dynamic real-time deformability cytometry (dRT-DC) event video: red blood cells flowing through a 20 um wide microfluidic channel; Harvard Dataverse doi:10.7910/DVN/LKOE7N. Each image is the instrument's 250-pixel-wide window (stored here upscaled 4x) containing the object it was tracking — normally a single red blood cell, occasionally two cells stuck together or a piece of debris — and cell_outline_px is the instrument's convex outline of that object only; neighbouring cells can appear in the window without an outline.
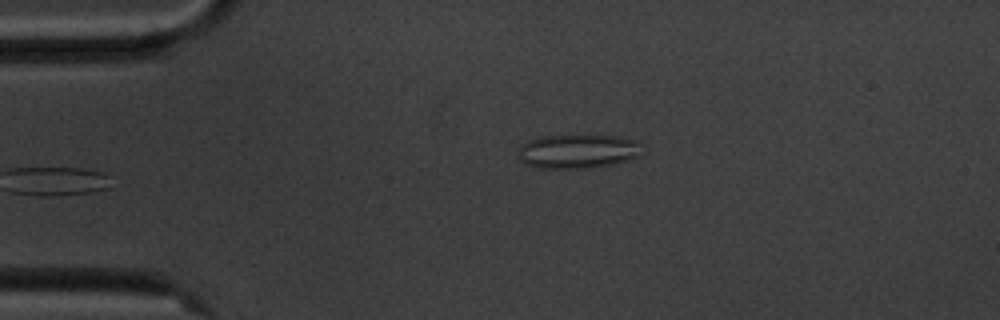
{"species": "common noctule bat (a hibernating species)", "species_latin": "Nyctalus noctula", "temperature_condition": "cold", "stored_images_in_passage": 38, "camera_frame_rate_fps": 3000, "um_per_image_px": 0.085, "animal": {"sex": "male", "body_mass_g": 20.1, "forearm_length_mm": 53.5}, "frame": {"image": 1, "passage_image": 1, "time_ms": 0.0, "image_size_px": [1000, 320], "cell_outline_px": [[644, 152], [640, 156], [612, 164], [588, 168], [536, 168], [524, 164], [516, 156], [516, 152], [520, 144], [528, 140], [544, 136], [616, 136], [632, 140]], "centroid_in_image_um": [49.01, 12.88], "position_along_channel_um": 36.0, "area_um2": 24.57}}
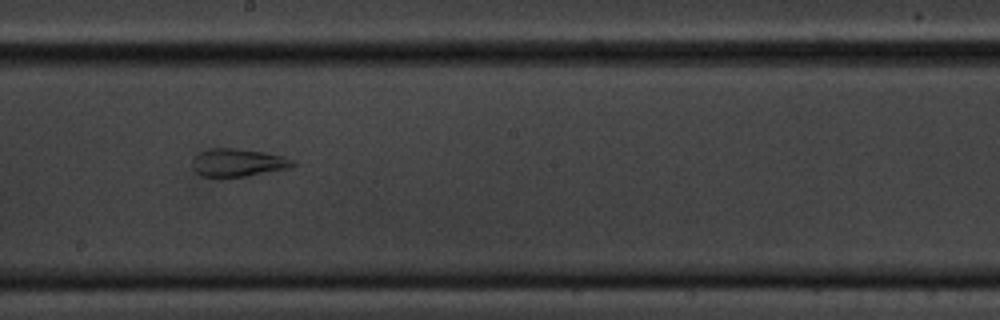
{"frame": {"image": 2, "passage_image": 20, "time_ms": 6.333, "image_size_px": [1000, 320], "cell_outline_px": [[296, 164], [288, 168], [248, 176], [200, 176], [192, 168], [196, 156], [200, 152], [208, 148], [236, 148], [264, 152], [284, 156], [296, 160]], "centroid_in_image_um": [20.27, 13.81], "position_along_channel_um": 227.9, "area_um2": 16.24}}
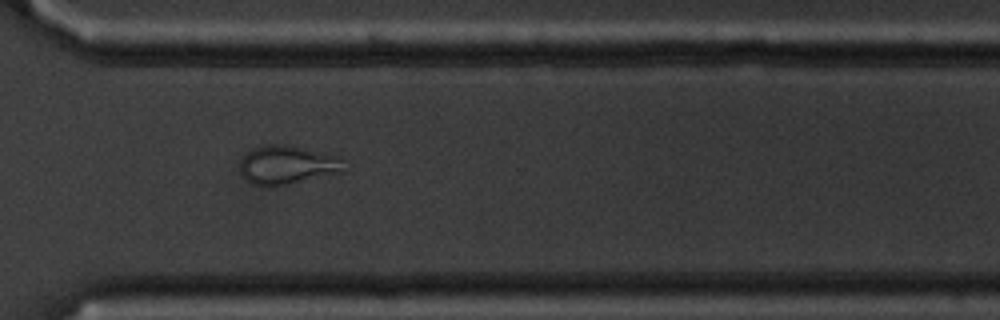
{"frame": {"image": 3, "passage_image": 30, "time_ms": 9.667, "image_size_px": [1000, 320], "cell_outline_px": [[348, 172], [288, 184], [252, 184], [240, 172], [240, 160], [252, 148], [268, 144], [272, 144], [324, 152], [340, 156]], "centroid_in_image_um": [24.5, 14.02], "position_along_channel_um": 346.1, "area_um2": 23.18}, "authors_computed_cell_mechanics": {"area_um2": 18.6116, "velocity_mm_per_s": 3.5574, "shape_relaxation_time_tau1_ms": null, "shape_relaxation_time_tau2_ms": 1.8784, "deformation_change_tau1": null, "deformation_change_tau2": 0.0897}}